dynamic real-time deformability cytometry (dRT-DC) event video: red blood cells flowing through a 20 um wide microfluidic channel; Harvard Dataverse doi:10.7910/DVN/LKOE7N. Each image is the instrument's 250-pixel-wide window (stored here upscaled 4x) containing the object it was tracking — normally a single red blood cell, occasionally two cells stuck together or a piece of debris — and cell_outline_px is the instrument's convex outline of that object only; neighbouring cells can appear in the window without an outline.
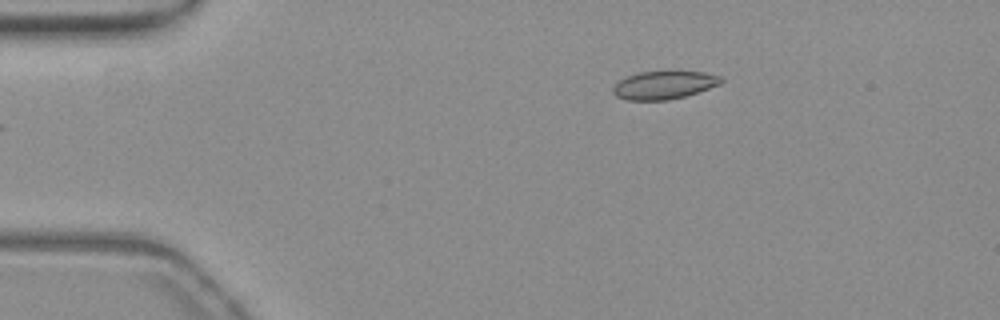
{"species": "common noctule bat (a hibernating species)", "species_latin": "Nyctalus noctula", "temperature_condition": "warm", "stored_images_in_passage": 40, "camera_frame_rate_fps": 3000, "um_per_image_px": 0.085, "animal": {"sex": "female", "body_mass_g": 19.3, "forearm_length_mm": 54.1}, "frame": {"image": 1, "passage_image": 1, "time_ms": 0.0, "image_size_px": [1000, 320], "cell_outline_px": [[724, 80], [720, 84], [684, 96], [668, 100], [624, 100], [616, 96], [612, 92], [612, 88], [620, 80], [636, 72], [704, 72], [720, 76]], "centroid_in_image_um": [56.4, 7.24], "position_along_channel_um": 28.6, "area_um2": 17.46}}
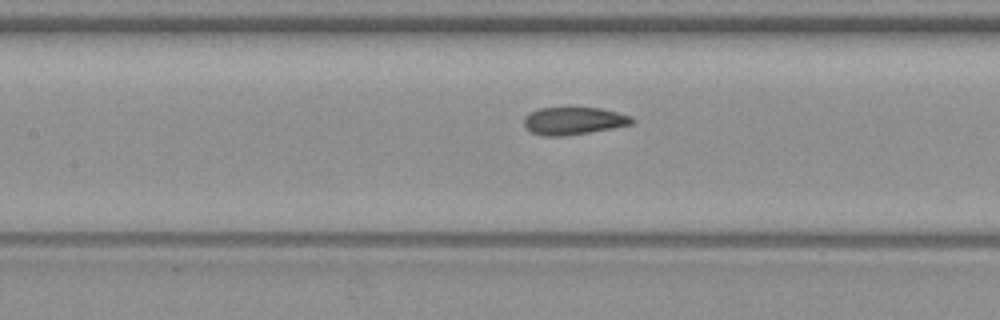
{"frame": {"image": 2, "passage_image": 16, "time_ms": 5.0, "image_size_px": [1000, 320], "cell_outline_px": [[636, 120], [632, 124], [612, 128], [564, 136], [544, 136], [532, 132], [524, 124], [524, 116], [528, 112], [540, 108], [600, 108], [632, 116]], "centroid_in_image_um": [48.76, 10.27], "position_along_channel_um": 158.6, "area_um2": 17.22}}
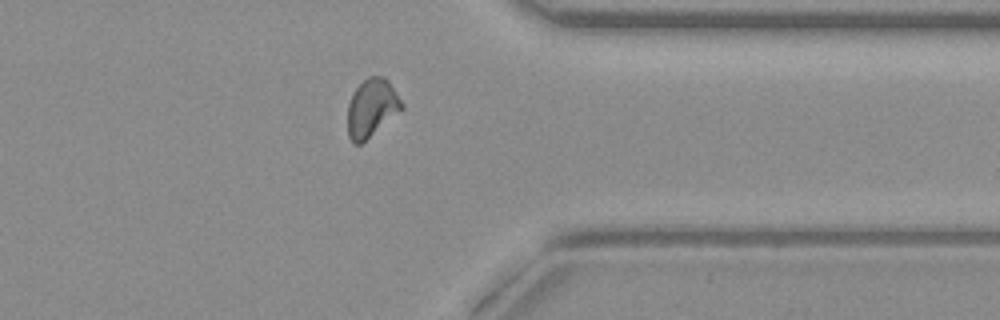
{"frame": {"image": 3, "passage_image": 34, "time_ms": 11.0, "image_size_px": [1000, 320], "cell_outline_px": [[404, 108], [360, 144], [352, 144], [348, 136], [348, 104], [352, 92], [368, 76], [384, 76], [388, 80], [404, 104]], "centroid_in_image_um": [31.58, 9.16], "position_along_channel_um": 379.8, "area_um2": 18.21}}